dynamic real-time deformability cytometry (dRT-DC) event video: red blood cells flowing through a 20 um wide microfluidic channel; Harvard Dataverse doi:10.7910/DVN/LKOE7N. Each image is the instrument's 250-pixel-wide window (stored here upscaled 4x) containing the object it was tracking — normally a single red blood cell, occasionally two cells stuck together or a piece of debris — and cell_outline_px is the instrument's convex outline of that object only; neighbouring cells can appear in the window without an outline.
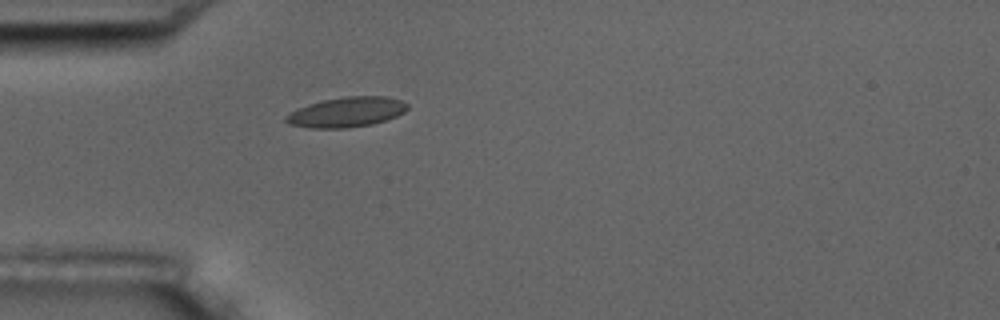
{"species": "common noctule bat (a hibernating species)", "species_latin": "Nyctalus noctula", "temperature_condition": "room temperature", "stored_images_in_passage": 1, "camera_frame_rate_fps": 3000, "um_per_image_px": 0.085, "animal": {"sex": "male", "body_mass_g": 17.5, "forearm_length_mm": 52.3}, "frame": {"image": 1, "passage_image": 1, "time_ms": 0.0, "image_size_px": [1000, 320], "cell_outline_px": [[408, 108], [404, 112], [388, 120], [372, 124], [344, 128], [308, 128], [288, 124], [284, 120], [284, 116], [288, 112], [308, 104], [324, 100], [344, 96], [388, 96], [400, 100], [408, 104]], "centroid_in_image_um": [29.43, 9.53], "position_along_channel_um": 55.6, "area_um2": 21.44}}